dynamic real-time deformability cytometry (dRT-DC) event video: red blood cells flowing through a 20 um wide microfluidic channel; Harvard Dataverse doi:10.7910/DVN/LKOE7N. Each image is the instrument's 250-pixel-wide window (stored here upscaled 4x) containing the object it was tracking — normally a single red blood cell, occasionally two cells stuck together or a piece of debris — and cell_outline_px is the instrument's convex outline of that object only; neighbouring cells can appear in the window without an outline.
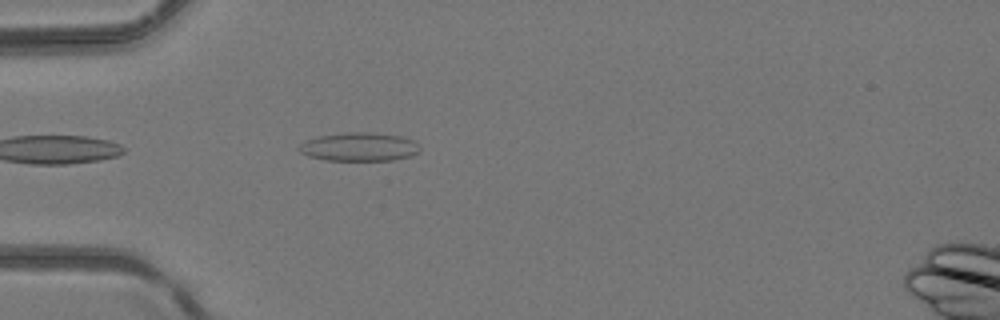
{"species": "common noctule bat (a hibernating species)", "species_latin": "Nyctalus noctula", "temperature_condition": "room temperature", "stored_images_in_passage": 11, "camera_frame_rate_fps": 3000, "um_per_image_px": 0.085, "animal": {"sex": "female", "body_mass_g": 24.6, "forearm_length_mm": 56.2}, "frame": {"image": 1, "passage_image": 2, "time_ms": 0.333, "image_size_px": [1000, 320], "cell_outline_px": [[420, 152], [412, 156], [392, 160], [328, 160], [308, 156], [300, 152], [296, 148], [304, 140], [320, 136], [344, 132], [368, 132], [404, 136], [416, 140], [420, 144]], "centroid_in_image_um": [30.58, 12.47], "position_along_channel_um": 54.4, "area_um2": 20.46}}
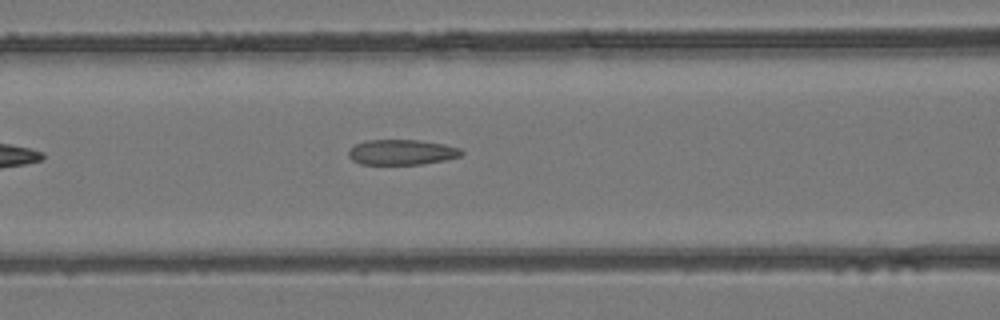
{"frame": {"image": 2, "passage_image": 8, "time_ms": 2.333, "image_size_px": [1000, 320], "cell_outline_px": [[464, 152], [460, 156], [444, 160], [424, 164], [360, 164], [352, 160], [348, 156], [348, 148], [364, 140], [416, 140], [444, 144], [460, 148]], "centroid_in_image_um": [34.11, 12.93], "position_along_channel_um": 132.5, "area_um2": 16.7}}